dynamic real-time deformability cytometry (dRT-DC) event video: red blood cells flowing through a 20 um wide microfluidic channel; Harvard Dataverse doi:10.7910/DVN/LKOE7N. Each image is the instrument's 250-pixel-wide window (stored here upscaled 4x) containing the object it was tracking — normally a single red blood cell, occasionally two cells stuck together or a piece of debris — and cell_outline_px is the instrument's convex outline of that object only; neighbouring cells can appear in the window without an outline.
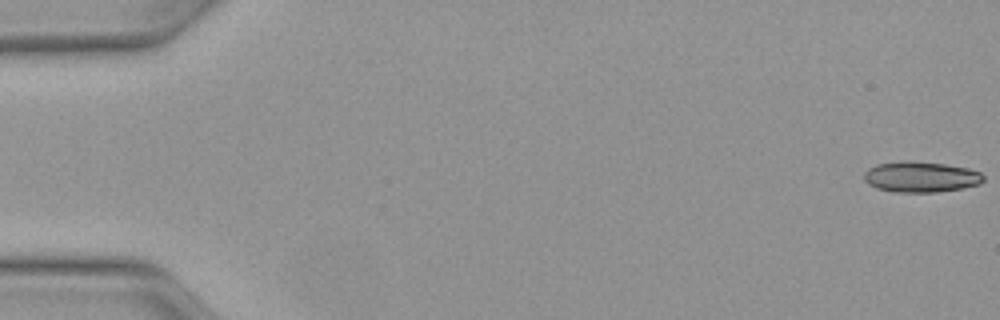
{"species": "Egyptian fruit bat (a non-hibernating species)", "species_latin": "Rousettus aegyptiacus", "temperature_condition": "warm", "stored_images_in_passage": 50, "camera_frame_rate_fps": 3000, "um_per_image_px": 0.085, "animal": {"sex": "female"}, "frame": {"image": 1, "passage_image": 1, "time_ms": 0.0, "image_size_px": [1000, 320], "cell_outline_px": [[984, 180], [980, 184], [960, 188], [936, 192], [892, 192], [876, 188], [868, 184], [864, 180], [864, 172], [868, 168], [876, 164], [904, 160], [908, 160], [944, 164], [968, 168], [980, 172], [984, 176]], "centroid_in_image_um": [78.23, 15.03], "position_along_channel_um": 6.8, "area_um2": 21.5}}
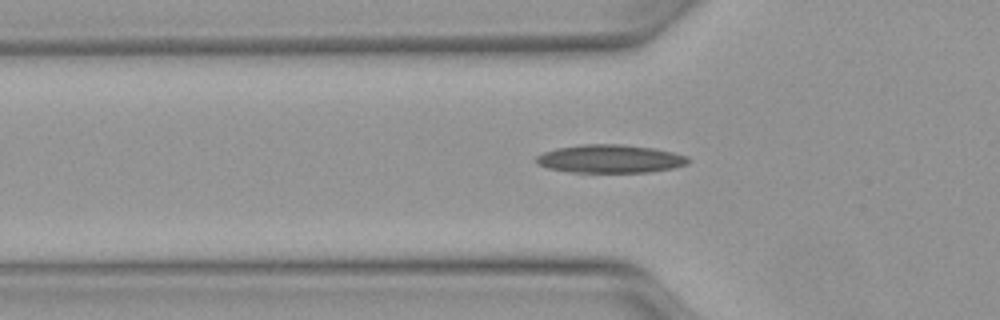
{"frame": {"image": 2, "passage_image": 17, "time_ms": 5.333, "image_size_px": [1000, 320], "cell_outline_px": [[688, 164], [672, 168], [648, 172], [572, 172], [548, 168], [536, 164], [532, 160], [536, 156], [544, 152], [556, 148], [584, 144], [620, 144], [656, 148], [688, 156]], "centroid_in_image_um": [51.82, 13.49], "position_along_channel_um": 74.0, "area_um2": 25.09}}
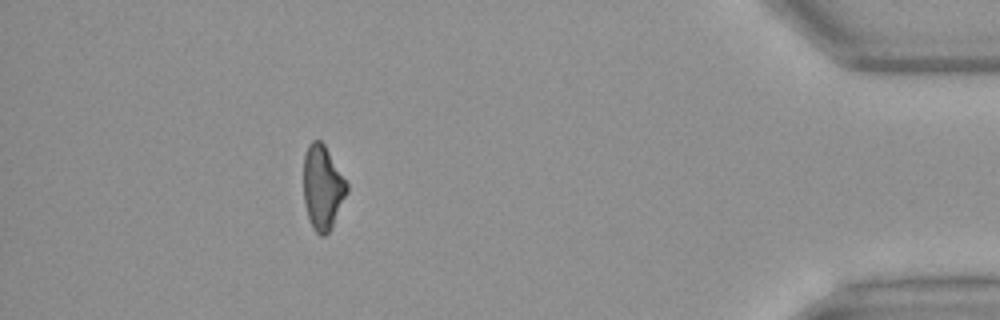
{"frame": {"image": 3, "passage_image": 45, "time_ms": 14.667, "image_size_px": [1000, 320], "cell_outline_px": [[348, 192], [332, 228], [324, 236], [320, 236], [312, 228], [304, 204], [304, 156], [308, 144], [312, 140], [320, 140], [324, 144], [348, 184]], "centroid_in_image_um": [27.42, 15.95], "position_along_channel_um": 407.8, "area_um2": 21.33}, "authors_computed_cell_mechanics": {"area_um2": 22.3975, "velocity_mm_per_s": 4.1431, "shape_relaxation_time_tau1_ms": 11.2742, "shape_relaxation_time_tau2_ms": 10.4437, "deformation_change_tau1": 0.2506, "deformation_change_tau2": 0.2226}}